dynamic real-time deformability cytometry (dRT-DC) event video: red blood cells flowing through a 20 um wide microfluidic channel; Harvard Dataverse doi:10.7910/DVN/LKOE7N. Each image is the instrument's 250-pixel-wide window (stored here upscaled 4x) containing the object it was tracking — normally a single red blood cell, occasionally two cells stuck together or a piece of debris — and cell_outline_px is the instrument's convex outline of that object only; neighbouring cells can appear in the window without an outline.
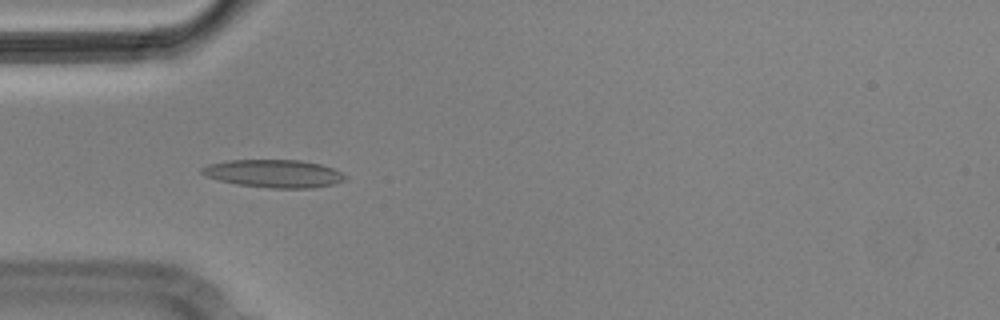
{"species": "Egyptian fruit bat (a non-hibernating species)", "species_latin": "Rousettus aegyptiacus", "temperature_condition": "cold", "stored_images_in_passage": 8, "camera_frame_rate_fps": 3000, "um_per_image_px": 0.085, "animal": {"sex": "male"}, "frame": {"image": 1, "passage_image": 3, "time_ms": 0.667, "image_size_px": [1000, 320], "cell_outline_px": [[348, 176], [344, 180], [332, 184], [312, 188], [268, 188], [236, 184], [220, 180], [208, 176], [200, 172], [200, 168], [208, 164], [228, 160], [300, 160], [320, 164], [332, 168]], "centroid_in_image_um": [23.27, 14.75], "position_along_channel_um": 61.7, "area_um2": 23.18}}
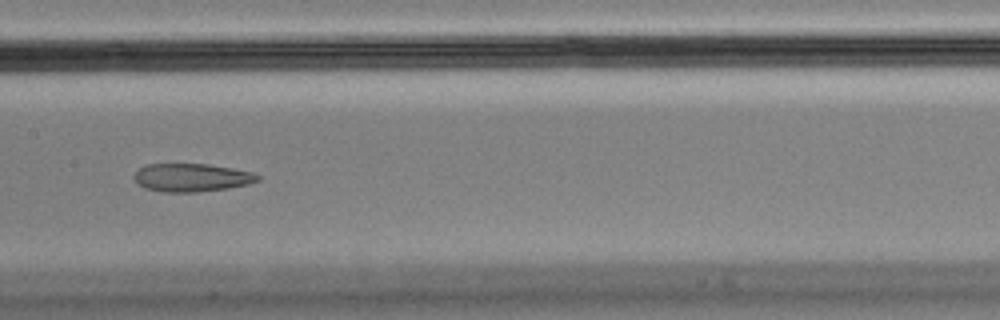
{"frame": {"image": 2, "passage_image": 6, "time_ms": 1.667, "image_size_px": [1000, 320], "cell_outline_px": [[260, 180], [248, 184], [228, 188], [196, 192], [164, 192], [144, 188], [132, 176], [140, 168], [148, 164], [208, 164], [232, 168], [252, 172], [260, 176]], "centroid_in_image_um": [16.3, 15.09], "position_along_channel_um": 191.1, "area_um2": 20.17}}
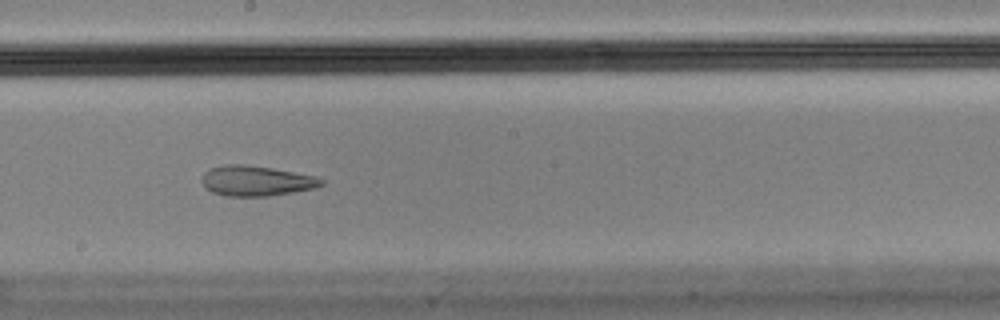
{"frame": {"image": 3, "passage_image": 7, "time_ms": 2.0, "image_size_px": [1000, 320], "cell_outline_px": [[324, 184], [316, 188], [268, 196], [224, 196], [212, 192], [200, 180], [204, 172], [208, 168], [224, 164], [244, 164], [272, 168], [316, 176], [324, 180]], "centroid_in_image_um": [21.77, 15.36], "position_along_channel_um": 226.4, "area_um2": 21.15}}